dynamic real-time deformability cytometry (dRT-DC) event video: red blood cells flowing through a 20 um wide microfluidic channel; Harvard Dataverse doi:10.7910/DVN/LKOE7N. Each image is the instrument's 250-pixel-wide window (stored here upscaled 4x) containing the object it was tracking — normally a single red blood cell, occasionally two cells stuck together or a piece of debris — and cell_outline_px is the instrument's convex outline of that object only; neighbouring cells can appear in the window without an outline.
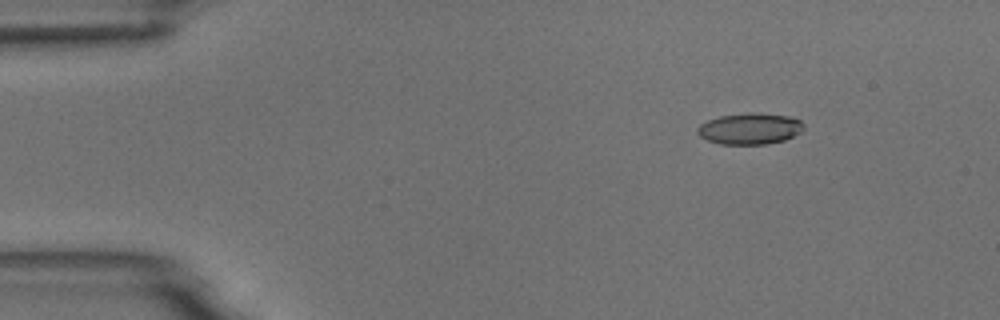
{"species": "common noctule bat (a hibernating species)", "species_latin": "Nyctalus noctula", "temperature_condition": "room temperature", "stored_images_in_passage": 4, "camera_frame_rate_fps": 3000, "um_per_image_px": 0.085, "animal": {"sex": "male", "body_mass_g": 18.8}, "frame": {"image": 1, "passage_image": 2, "time_ms": 1.333, "image_size_px": [1000, 320], "cell_outline_px": [[804, 128], [800, 132], [784, 140], [768, 144], [720, 144], [708, 140], [700, 136], [696, 132], [696, 128], [700, 124], [708, 120], [720, 116], [748, 112], [752, 112], [788, 116], [800, 120], [804, 124]], "centroid_in_image_um": [63.72, 10.93], "position_along_channel_um": 21.3, "area_um2": 19.36}}